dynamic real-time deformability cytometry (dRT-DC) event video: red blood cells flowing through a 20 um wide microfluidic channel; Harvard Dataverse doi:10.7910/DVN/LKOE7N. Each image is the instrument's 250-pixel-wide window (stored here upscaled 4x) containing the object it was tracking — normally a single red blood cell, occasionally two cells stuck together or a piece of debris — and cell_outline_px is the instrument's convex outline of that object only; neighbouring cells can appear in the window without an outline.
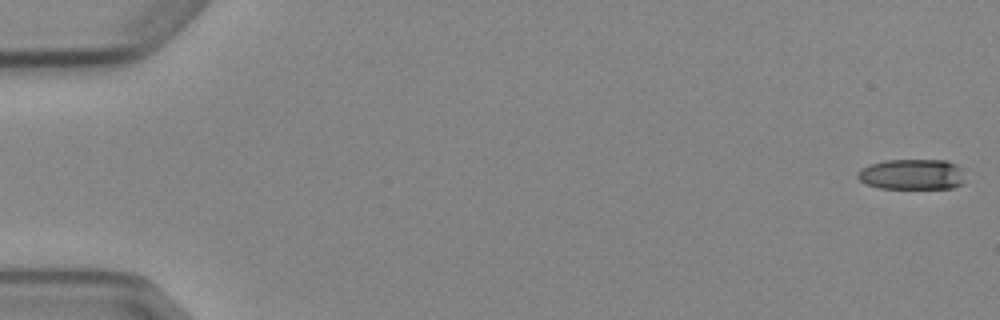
{"species": "Egyptian fruit bat (a non-hibernating species)", "species_latin": "Rousettus aegyptiacus", "temperature_condition": "cold", "stored_images_in_passage": 5, "camera_frame_rate_fps": 3000, "um_per_image_px": 0.085, "animal": {"sex": "female"}, "frame": {"image": 1, "passage_image": 1, "time_ms": 0.0, "image_size_px": [1000, 320], "cell_outline_px": [[964, 184], [952, 188], [880, 188], [868, 184], [860, 180], [856, 176], [856, 172], [860, 168], [868, 164], [884, 160], [944, 160], [956, 164], [964, 168]], "centroid_in_image_um": [77.54, 14.81], "position_along_channel_um": 7.5, "area_um2": 19.48}}
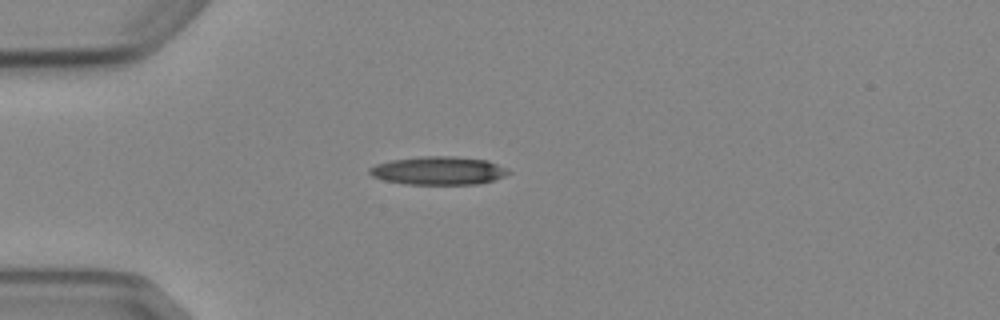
{"frame": {"image": 2, "passage_image": 5, "time_ms": 4.667, "image_size_px": [1000, 320], "cell_outline_px": [[512, 172], [504, 176], [492, 180], [476, 184], [404, 184], [384, 180], [372, 176], [368, 172], [368, 168], [376, 164], [392, 160], [420, 156], [456, 156], [488, 160], [508, 168]], "centroid_in_image_um": [37.28, 14.49], "position_along_channel_um": 47.7, "area_um2": 23.0}}